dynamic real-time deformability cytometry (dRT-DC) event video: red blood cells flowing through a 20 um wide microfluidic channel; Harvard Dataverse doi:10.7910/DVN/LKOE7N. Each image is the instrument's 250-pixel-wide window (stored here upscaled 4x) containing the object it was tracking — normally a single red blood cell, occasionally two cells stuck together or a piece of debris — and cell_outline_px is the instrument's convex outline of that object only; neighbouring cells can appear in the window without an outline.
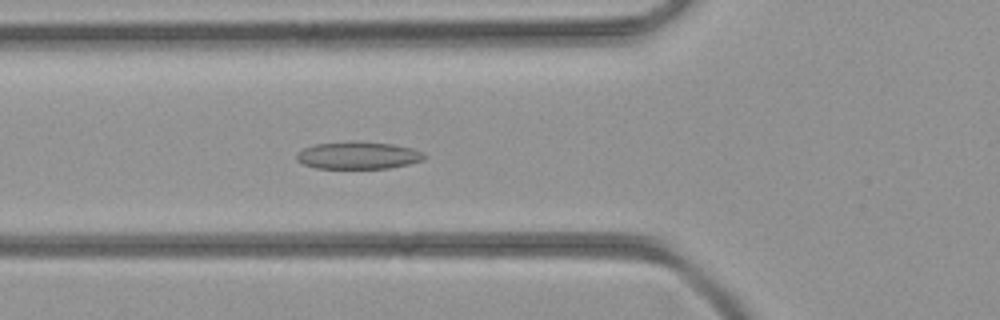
{"species": "common noctule bat (a hibernating species)", "species_latin": "Nyctalus noctula", "temperature_condition": "room temperature", "stored_images_in_passage": 35, "camera_frame_rate_fps": 3000, "um_per_image_px": 0.085, "animal": {"sex": "female", "body_mass_g": 21.9}, "frame": {"image": 1, "passage_image": 10, "time_ms": 3.0, "image_size_px": [1000, 320], "cell_outline_px": [[428, 156], [424, 160], [408, 164], [388, 168], [316, 168], [304, 164], [296, 160], [296, 156], [304, 148], [316, 144], [392, 144], [412, 148], [424, 152]], "centroid_in_image_um": [30.51, 13.26], "position_along_channel_um": 95.3, "area_um2": 19.36}}
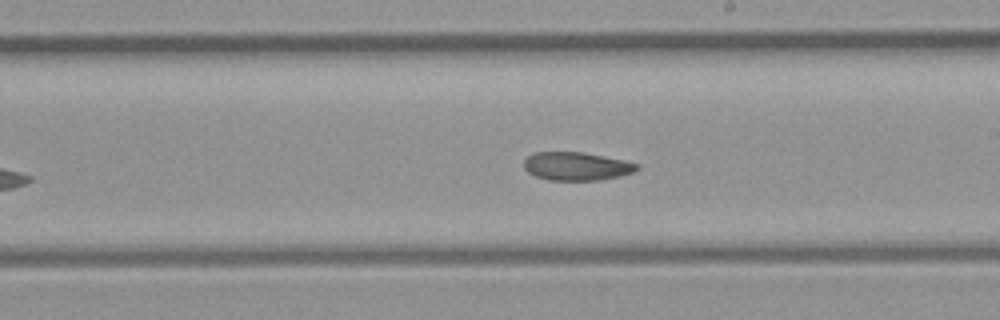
{"frame": {"image": 2, "passage_image": 19, "time_ms": 6.0, "image_size_px": [1000, 320], "cell_outline_px": [[640, 168], [632, 172], [620, 176], [600, 180], [548, 180], [536, 176], [528, 172], [524, 168], [524, 160], [532, 152], [584, 152], [624, 160], [640, 164]], "centroid_in_image_um": [49.01, 14.12], "position_along_channel_um": 240.0, "area_um2": 18.73}}
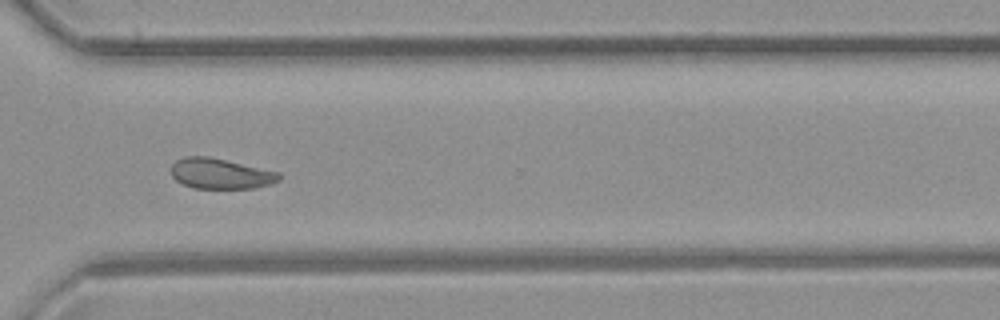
{"frame": {"image": 3, "passage_image": 26, "time_ms": 8.333, "image_size_px": [1000, 320], "cell_outline_px": [[280, 180], [272, 184], [256, 188], [192, 188], [176, 180], [172, 176], [172, 164], [176, 160], [184, 156], [208, 156], [280, 172]], "centroid_in_image_um": [18.76, 14.76], "position_along_channel_um": 351.8, "area_um2": 19.19}}